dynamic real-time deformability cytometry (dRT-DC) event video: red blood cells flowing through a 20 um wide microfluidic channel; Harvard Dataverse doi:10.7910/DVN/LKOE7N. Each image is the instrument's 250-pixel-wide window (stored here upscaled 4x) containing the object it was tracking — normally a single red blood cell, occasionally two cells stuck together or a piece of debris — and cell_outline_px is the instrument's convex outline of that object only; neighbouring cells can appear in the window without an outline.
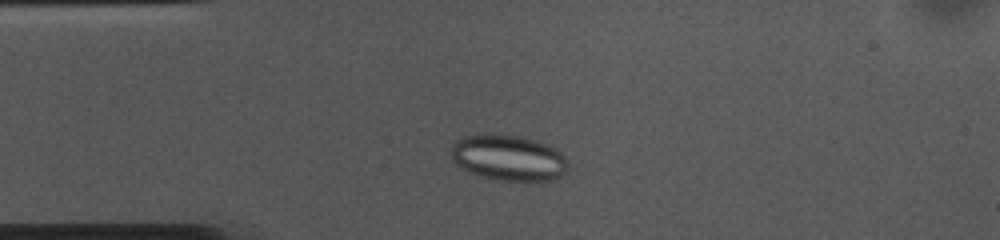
{"species": "common noctule bat (a hibernating species)", "species_latin": "Nyctalus noctula", "temperature_condition": "cold", "stored_images_in_passage": 50, "camera_frame_rate_fps": 3000, "um_per_image_px": 0.085, "animal": {"sex": "female", "body_mass_g": 10.0, "forearm_length_mm": 53.1}, "frame": {"image": 1, "passage_image": 8, "time_ms": 2.333, "image_size_px": [1000, 240], "cell_outline_px": [[568, 168], [556, 180], [500, 180], [480, 176], [468, 172], [456, 164], [452, 160], [452, 144], [456, 140], [464, 136], [480, 132], [500, 132], [520, 136], [552, 144], [564, 156], [568, 164]], "centroid_in_image_um": [43.2, 13.36], "position_along_channel_um": 41.8, "area_um2": 31.96}}
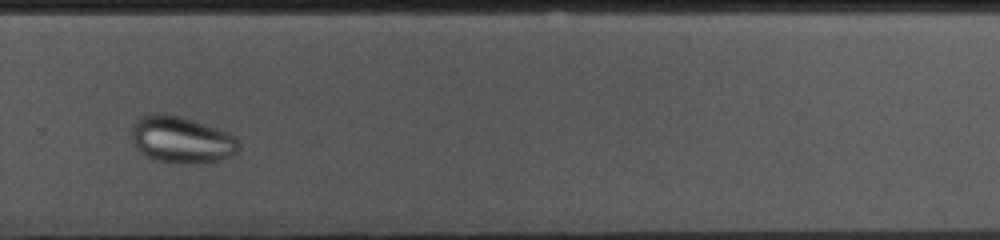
{"frame": {"image": 2, "passage_image": 32, "time_ms": 10.333, "image_size_px": [1000, 240], "cell_outline_px": [[240, 148], [232, 156], [216, 160], [188, 164], [180, 164], [156, 160], [140, 152], [136, 148], [128, 136], [132, 124], [140, 116], [152, 112], [164, 112], [180, 116], [228, 132], [236, 136], [240, 144]], "centroid_in_image_um": [15.36, 11.85], "position_along_channel_um": 314.4, "area_um2": 29.71}}
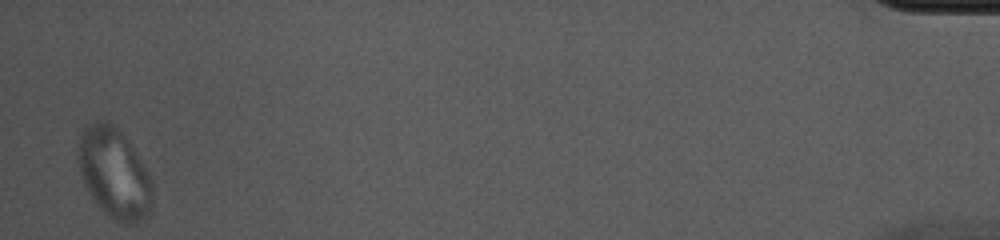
{"frame": {"image": 3, "passage_image": 49, "time_ms": 16.0, "image_size_px": [1000, 240], "cell_outline_px": [[152, 204], [144, 220], [136, 224], [124, 224], [108, 216], [96, 204], [88, 192], [84, 184], [80, 172], [80, 136], [84, 128], [96, 120], [108, 120], [124, 136], [140, 160], [152, 184]], "centroid_in_image_um": [9.71, 14.77], "position_along_channel_um": 425.5, "area_um2": 38.38}}